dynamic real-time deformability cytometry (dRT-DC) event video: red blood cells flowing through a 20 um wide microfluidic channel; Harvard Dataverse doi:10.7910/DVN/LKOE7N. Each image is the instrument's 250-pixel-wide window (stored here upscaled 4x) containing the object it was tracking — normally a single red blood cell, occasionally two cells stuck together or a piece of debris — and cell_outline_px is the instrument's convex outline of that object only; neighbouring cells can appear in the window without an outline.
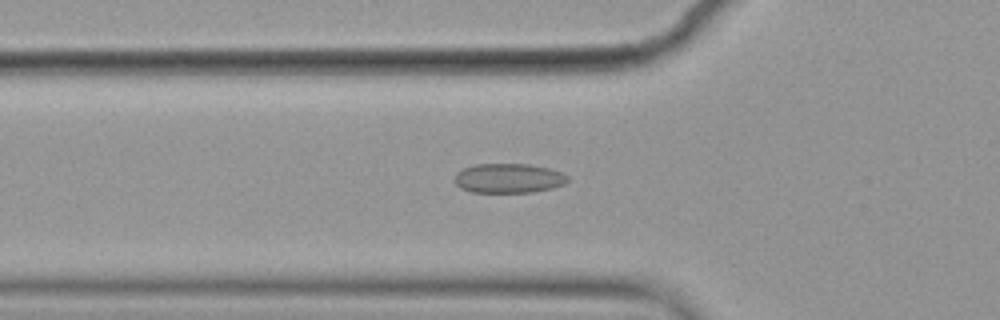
{"species": "common noctule bat (a hibernating species)", "species_latin": "Nyctalus noctula", "temperature_condition": "cold", "stored_images_in_passage": 57, "camera_frame_rate_fps": 3000, "um_per_image_px": 0.085, "animal": {"sex": "female", "body_mass_g": 19.9}, "frame": {"image": 1, "passage_image": 19, "time_ms": 6.0, "image_size_px": [1000, 320], "cell_outline_px": [[568, 180], [564, 184], [552, 188], [532, 192], [472, 192], [460, 188], [456, 184], [456, 172], [464, 168], [476, 164], [528, 164], [548, 168], [560, 172], [568, 176]], "centroid_in_image_um": [43.23, 15.15], "position_along_channel_um": 82.6, "area_um2": 19.31}}
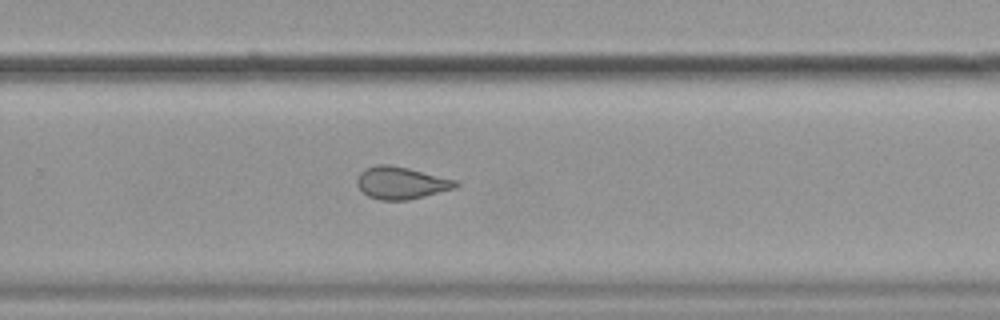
{"frame": {"image": 2, "passage_image": 37, "time_ms": 12.0, "image_size_px": [1000, 320], "cell_outline_px": [[460, 184], [456, 188], [408, 200], [380, 200], [368, 196], [356, 184], [356, 180], [360, 172], [364, 168], [376, 164], [388, 164], [408, 168], [456, 180]], "centroid_in_image_um": [34.08, 15.54], "position_along_channel_um": 295.7, "area_um2": 18.55}}
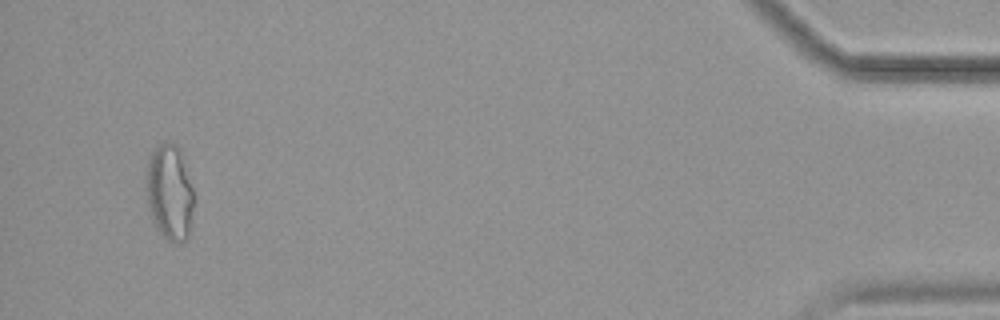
{"frame": {"image": 3, "passage_image": 54, "time_ms": 17.667, "image_size_px": [1000, 320], "cell_outline_px": [[192, 204], [188, 236], [180, 244], [168, 240], [156, 228], [148, 204], [148, 160], [152, 152], [160, 144], [176, 144], [180, 148], [192, 188]], "centroid_in_image_um": [14.43, 16.36], "position_along_channel_um": 420.8, "area_um2": 25.49}, "authors_computed_cell_mechanics": {"area_um2": 19.941, "velocity_mm_per_s": 3.5494, "shape_relaxation_time_tau1_ms": null, "shape_relaxation_time_tau2_ms": 2.1795, "deformation_change_tau1": null, "deformation_change_tau2": 0.0689}}